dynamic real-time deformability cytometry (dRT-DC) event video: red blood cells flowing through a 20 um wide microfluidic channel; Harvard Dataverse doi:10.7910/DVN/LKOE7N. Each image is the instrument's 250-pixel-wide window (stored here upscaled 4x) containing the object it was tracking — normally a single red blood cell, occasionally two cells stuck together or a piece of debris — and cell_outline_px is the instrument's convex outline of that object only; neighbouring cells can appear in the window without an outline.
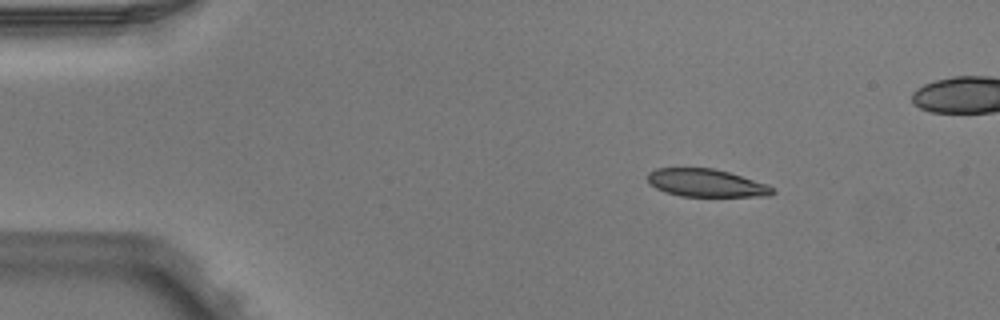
{"species": "Egyptian fruit bat (a non-hibernating species)", "species_latin": "Rousettus aegyptiacus", "temperature_condition": "warm", "stored_images_in_passage": 4, "camera_frame_rate_fps": 3000, "um_per_image_px": 0.085, "animal": {"sex": "male"}, "frame": {"image": 1, "passage_image": 1, "time_ms": 0.0, "image_size_px": [1000, 320], "cell_outline_px": [[776, 192], [768, 196], [680, 196], [656, 188], [648, 180], [648, 172], [656, 168], [712, 168], [728, 172], [768, 184], [776, 188]], "centroid_in_image_um": [60.07, 15.55], "position_along_channel_um": 24.9, "area_um2": 20.11}}